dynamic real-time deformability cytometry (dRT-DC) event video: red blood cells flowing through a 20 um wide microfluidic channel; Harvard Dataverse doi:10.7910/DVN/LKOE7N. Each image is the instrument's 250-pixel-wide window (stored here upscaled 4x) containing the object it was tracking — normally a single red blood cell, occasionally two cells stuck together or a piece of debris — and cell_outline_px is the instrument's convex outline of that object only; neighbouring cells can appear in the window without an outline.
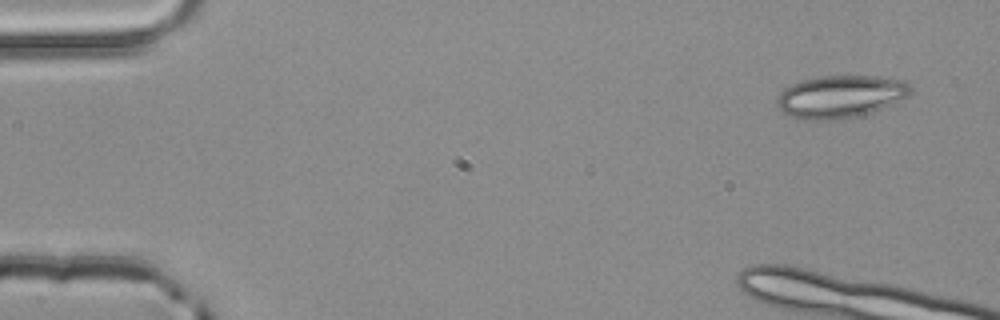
{"species": "common noctule bat (a hibernating species)", "species_latin": "Nyctalus noctula", "temperature_condition": "room temperature", "stored_images_in_passage": 4, "camera_frame_rate_fps": 3000, "um_per_image_px": 0.085, "animal": {"sex": "male", "body_mass_g": 20.4}, "frame": {"image": 1, "passage_image": 1, "time_ms": 0.0, "image_size_px": [1000, 320], "cell_outline_px": [[912, 92], [908, 96], [880, 108], [868, 112], [836, 120], [816, 120], [792, 116], [784, 112], [776, 104], [776, 100], [780, 92], [784, 88], [792, 84], [804, 80], [820, 76], [876, 76], [904, 80], [912, 88]], "centroid_in_image_um": [71.43, 8.18], "position_along_channel_um": 13.6, "area_um2": 32.48}}